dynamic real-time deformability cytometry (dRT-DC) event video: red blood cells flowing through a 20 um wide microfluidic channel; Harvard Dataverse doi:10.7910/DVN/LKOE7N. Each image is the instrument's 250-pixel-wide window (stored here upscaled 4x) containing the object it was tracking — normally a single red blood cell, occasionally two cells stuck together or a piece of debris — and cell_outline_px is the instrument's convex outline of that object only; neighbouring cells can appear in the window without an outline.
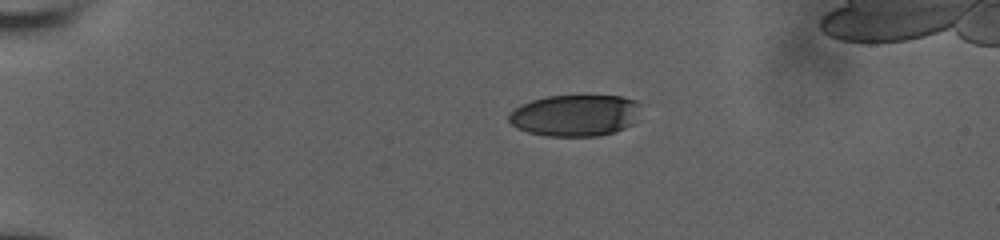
{"species": "human", "species_latin": "Homo sapiens", "temperature_condition": "room temperature", "stored_images_in_passage": 44, "camera_frame_rate_fps": 3000, "um_per_image_px": 0.085, "donor": {"sex": "male"}, "frame": {"image": 1, "passage_image": 1, "time_ms": 0.0, "image_size_px": [1000, 240], "cell_outline_px": [[640, 104], [632, 124], [624, 128], [612, 132], [596, 136], [544, 136], [528, 132], [516, 128], [508, 120], [508, 116], [520, 104], [532, 100], [548, 96], [620, 96], [636, 100]], "centroid_in_image_um": [48.85, 9.81], "position_along_channel_um": 36.2, "area_um2": 31.73}}
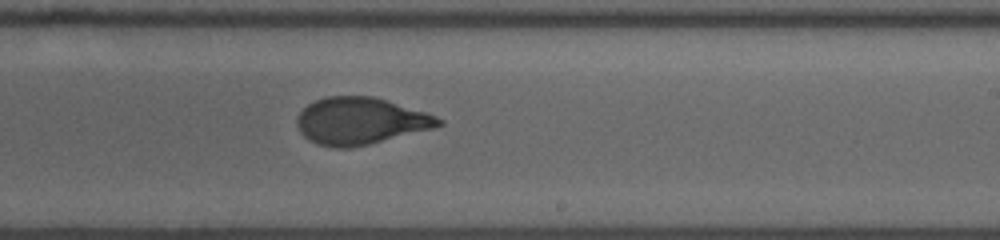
{"frame": {"image": 2, "passage_image": 24, "time_ms": 7.667, "image_size_px": [1000, 240], "cell_outline_px": [[444, 124], [432, 128], [352, 148], [332, 148], [316, 144], [308, 140], [300, 132], [296, 124], [296, 120], [300, 112], [308, 104], [324, 96], [372, 96], [388, 100], [436, 116], [444, 120]], "centroid_in_image_um": [30.59, 10.28], "position_along_channel_um": 258.4, "area_um2": 38.67}}
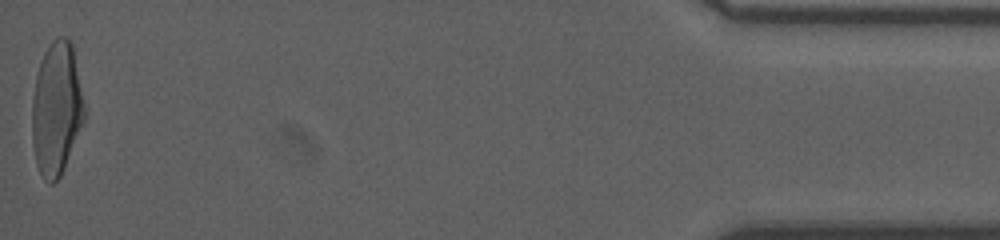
{"frame": {"image": 3, "passage_image": 44, "time_ms": 14.333, "image_size_px": [1000, 240], "cell_outline_px": [[84, 120], [64, 168], [60, 176], [52, 184], [48, 184], [44, 180], [36, 164], [32, 140], [32, 100], [36, 76], [40, 60], [48, 44], [52, 40], [60, 36], [64, 36], [72, 40], [84, 104]], "centroid_in_image_um": [4.79, 9.21], "position_along_channel_um": 430.4, "area_um2": 40.69}, "authors_computed_cell_mechanics": {"area_um2": 38.6682, "velocity_mm_per_s": 3.8366, "shape_relaxation_time_tau1_ms": 6.7127, "shape_relaxation_time_tau2_ms": 0.6599, "deformation_change_tau1": 0.2648, "deformation_change_tau2": 0.0706}}